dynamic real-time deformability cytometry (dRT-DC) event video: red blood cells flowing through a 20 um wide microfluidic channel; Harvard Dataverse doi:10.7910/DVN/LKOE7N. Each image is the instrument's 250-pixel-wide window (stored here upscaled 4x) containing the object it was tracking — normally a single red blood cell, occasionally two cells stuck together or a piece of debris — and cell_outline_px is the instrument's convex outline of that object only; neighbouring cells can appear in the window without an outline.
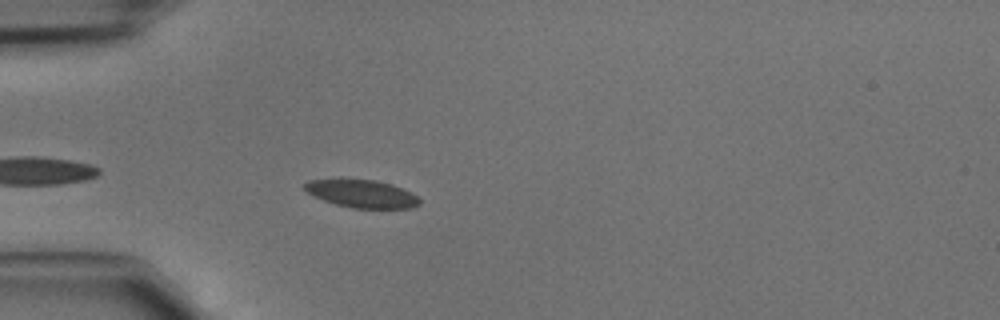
{"species": "common noctule bat (a hibernating species)", "species_latin": "Nyctalus noctula", "temperature_condition": "cold", "stored_images_in_passage": 9, "camera_frame_rate_fps": 3000, "um_per_image_px": 0.085, "animal": {"sex": "male", "body_mass_g": 15.6}, "frame": {"image": 1, "passage_image": 3, "time_ms": 0.667, "image_size_px": [1000, 320], "cell_outline_px": [[420, 204], [412, 208], [352, 208], [336, 204], [324, 200], [308, 192], [300, 184], [308, 180], [340, 176], [376, 180], [392, 184], [412, 192], [420, 200]], "centroid_in_image_um": [30.69, 16.41], "position_along_channel_um": 54.3, "area_um2": 19.42}}